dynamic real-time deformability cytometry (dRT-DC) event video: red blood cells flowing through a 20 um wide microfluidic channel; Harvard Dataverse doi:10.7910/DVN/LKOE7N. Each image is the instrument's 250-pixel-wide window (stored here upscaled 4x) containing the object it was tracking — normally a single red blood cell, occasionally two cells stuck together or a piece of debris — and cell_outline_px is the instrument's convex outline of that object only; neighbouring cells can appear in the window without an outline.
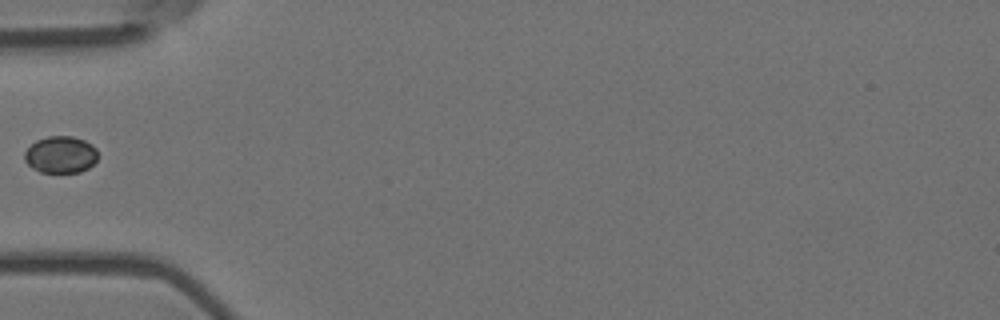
{"species": "Egyptian fruit bat (a non-hibernating species)", "species_latin": "Rousettus aegyptiacus", "temperature_condition": "room temperature", "stored_images_in_passage": 13, "camera_frame_rate_fps": 3000, "um_per_image_px": 0.085, "animal": {"sex": "female"}, "frame": {"image": 1, "passage_image": 1, "time_ms": 0.0, "image_size_px": [1000, 320], "cell_outline_px": [[96, 160], [88, 168], [80, 172], [40, 172], [32, 168], [24, 160], [24, 152], [36, 140], [48, 136], [72, 136], [84, 140], [92, 144], [96, 148]], "centroid_in_image_um": [5.14, 13.14], "position_along_channel_um": 79.9, "area_um2": 15.72}}
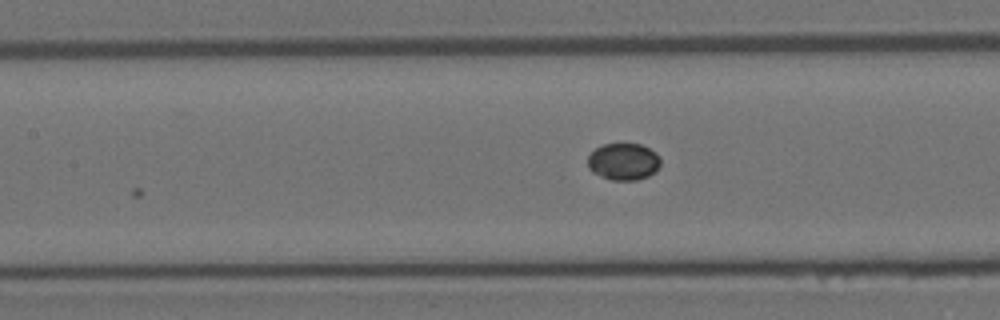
{"frame": {"image": 2, "passage_image": 7, "time_ms": 2.0, "image_size_px": [1000, 320], "cell_outline_px": [[660, 164], [656, 172], [648, 176], [636, 180], [612, 180], [600, 176], [592, 172], [588, 168], [588, 156], [596, 148], [604, 144], [640, 144], [656, 152], [660, 156]], "centroid_in_image_um": [53.01, 13.74], "position_along_channel_um": 154.4, "area_um2": 15.72}}
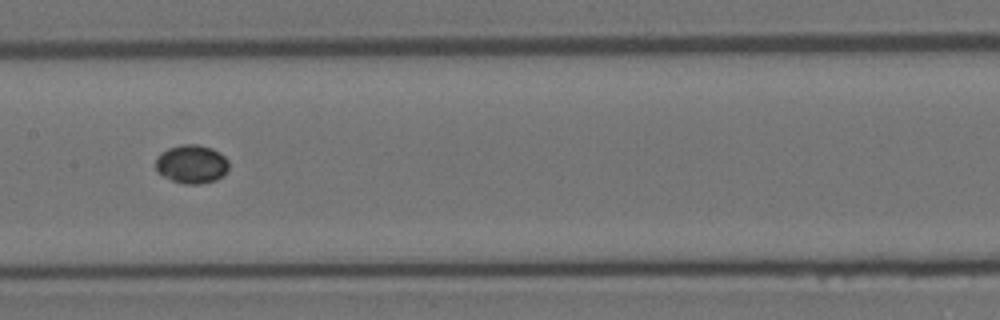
{"frame": {"image": 3, "passage_image": 10, "time_ms": 3.0, "image_size_px": [1000, 320], "cell_outline_px": [[228, 168], [224, 176], [216, 180], [200, 184], [184, 184], [172, 180], [164, 176], [156, 168], [156, 156], [160, 152], [168, 148], [180, 144], [196, 144], [212, 148], [220, 152], [228, 160]], "centroid_in_image_um": [16.3, 13.94], "position_along_channel_um": 191.1, "area_um2": 16.59}}